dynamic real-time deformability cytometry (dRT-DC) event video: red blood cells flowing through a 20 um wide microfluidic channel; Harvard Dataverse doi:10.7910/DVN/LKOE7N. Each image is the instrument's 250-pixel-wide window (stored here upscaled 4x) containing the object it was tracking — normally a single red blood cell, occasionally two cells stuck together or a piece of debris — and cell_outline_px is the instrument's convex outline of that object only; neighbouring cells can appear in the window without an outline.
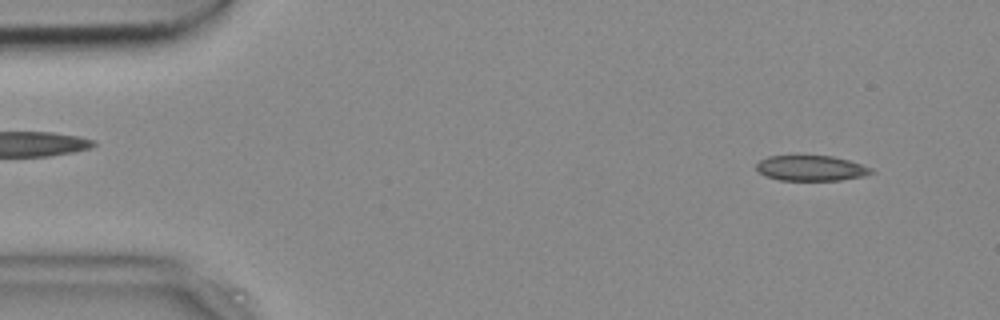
{"species": "common noctule bat (a hibernating species)", "species_latin": "Nyctalus noctula", "temperature_condition": "cold", "stored_images_in_passage": 5, "camera_frame_rate_fps": 3000, "um_per_image_px": 0.085, "animal": {"sex": "female", "body_mass_g": 18.4}, "frame": {"image": 1, "passage_image": 3, "time_ms": 0.667, "image_size_px": [1000, 320], "cell_outline_px": [[876, 172], [864, 176], [840, 180], [780, 180], [764, 176], [756, 168], [756, 164], [760, 160], [768, 156], [832, 156], [848, 160], [872, 168]], "centroid_in_image_um": [68.95, 14.3], "position_along_channel_um": 16.1, "area_um2": 16.94}}